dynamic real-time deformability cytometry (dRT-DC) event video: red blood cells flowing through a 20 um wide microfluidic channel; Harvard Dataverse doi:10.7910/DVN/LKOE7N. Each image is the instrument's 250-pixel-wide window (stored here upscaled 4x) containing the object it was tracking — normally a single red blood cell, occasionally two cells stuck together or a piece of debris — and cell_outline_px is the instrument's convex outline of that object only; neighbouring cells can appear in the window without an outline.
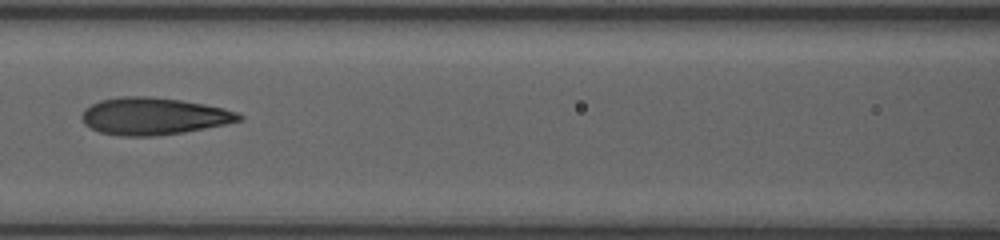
{"species": "human", "species_latin": "Homo sapiens", "temperature_condition": "room temperature", "stored_images_in_passage": 25, "camera_frame_rate_fps": 3000, "um_per_image_px": 0.085, "donor": {"sex": "female"}, "frame": {"image": 1, "passage_image": 8, "time_ms": 6.667, "image_size_px": [1000, 240], "cell_outline_px": [[244, 116], [240, 120], [224, 124], [184, 132], [152, 136], [120, 136], [100, 132], [84, 124], [80, 116], [84, 108], [100, 100], [120, 96], [152, 96], [180, 100], [204, 104], [224, 108], [240, 112]], "centroid_in_image_um": [13.03, 9.86], "position_along_channel_um": 153.6, "area_um2": 34.1}}
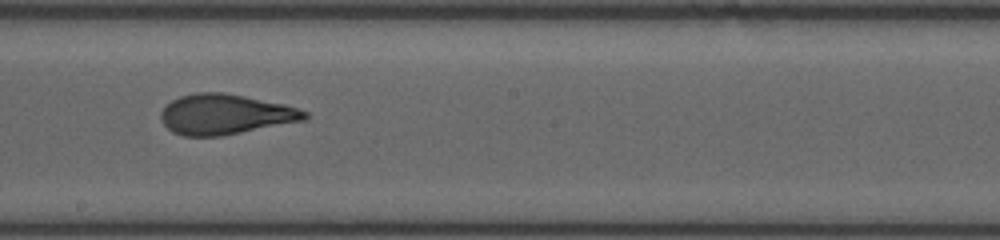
{"frame": {"image": 2, "passage_image": 10, "time_ms": 8.667, "image_size_px": [1000, 240], "cell_outline_px": [[308, 116], [304, 120], [220, 136], [184, 136], [172, 132], [160, 120], [160, 112], [172, 100], [180, 96], [196, 92], [224, 92], [284, 104], [308, 112]], "centroid_in_image_um": [19.1, 9.71], "position_along_channel_um": 229.1, "area_um2": 33.47}}
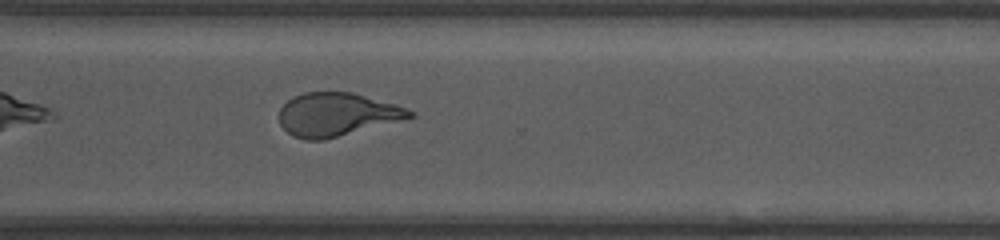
{"frame": {"image": 3, "passage_image": 17, "time_ms": 11.667, "image_size_px": [1000, 240], "cell_outline_px": [[416, 116], [324, 140], [304, 140], [292, 136], [280, 124], [280, 108], [292, 96], [304, 92], [352, 92], [408, 108], [416, 112]], "centroid_in_image_um": [28.62, 9.73], "position_along_channel_um": 342.0, "area_um2": 32.83}}